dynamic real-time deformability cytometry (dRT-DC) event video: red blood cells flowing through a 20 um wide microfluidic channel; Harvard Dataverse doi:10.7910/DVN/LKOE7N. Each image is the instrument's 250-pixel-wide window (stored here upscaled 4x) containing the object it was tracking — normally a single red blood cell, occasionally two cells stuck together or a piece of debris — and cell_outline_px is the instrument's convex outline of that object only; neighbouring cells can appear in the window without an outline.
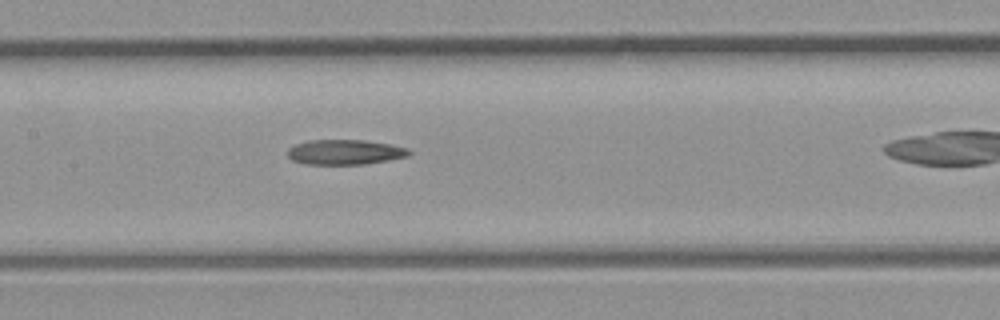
{"species": "common noctule bat (a hibernating species)", "species_latin": "Nyctalus noctula", "temperature_condition": "room temperature", "stored_images_in_passage": 17, "camera_frame_rate_fps": 3000, "um_per_image_px": 0.085, "animal": {"sex": "male", "body_mass_g": 23.1, "forearm_length_mm": 52.7}, "frame": {"image": 1, "passage_image": 6, "time_ms": 1.667, "image_size_px": [1000, 320], "cell_outline_px": [[412, 152], [408, 156], [388, 160], [364, 164], [304, 164], [292, 160], [288, 156], [288, 148], [296, 144], [308, 140], [364, 140], [388, 144], [408, 148]], "centroid_in_image_um": [29.31, 12.93], "position_along_channel_um": 178.1, "area_um2": 17.63}}
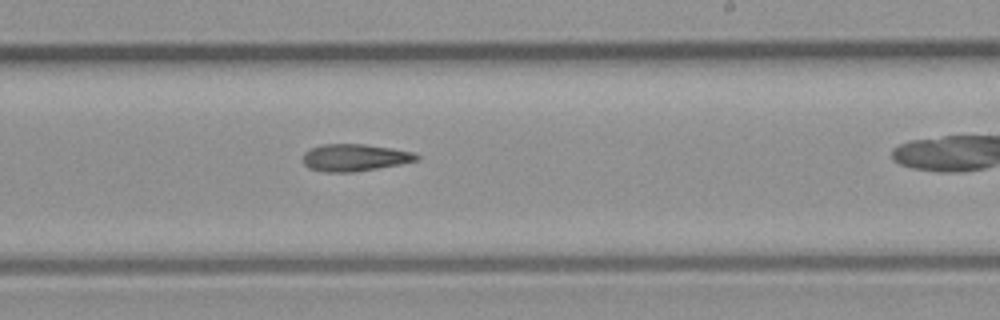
{"frame": {"image": 2, "passage_image": 10, "time_ms": 3.0, "image_size_px": [1000, 320], "cell_outline_px": [[420, 160], [400, 164], [352, 172], [324, 172], [308, 168], [304, 164], [304, 152], [320, 144], [364, 144], [392, 148], [412, 152], [420, 156]], "centroid_in_image_um": [30.15, 13.39], "position_along_channel_um": 258.9, "area_um2": 17.92}}
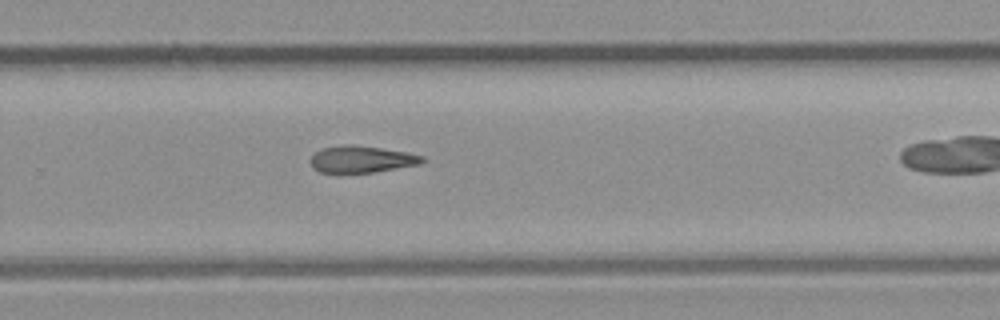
{"frame": {"image": 3, "passage_image": 12, "time_ms": 3.667, "image_size_px": [1000, 320], "cell_outline_px": [[428, 160], [420, 164], [372, 172], [320, 172], [312, 168], [312, 156], [320, 148], [344, 144], [352, 144], [408, 152], [424, 156]], "centroid_in_image_um": [30.77, 13.52], "position_along_channel_um": 299.0, "area_um2": 17.4}}